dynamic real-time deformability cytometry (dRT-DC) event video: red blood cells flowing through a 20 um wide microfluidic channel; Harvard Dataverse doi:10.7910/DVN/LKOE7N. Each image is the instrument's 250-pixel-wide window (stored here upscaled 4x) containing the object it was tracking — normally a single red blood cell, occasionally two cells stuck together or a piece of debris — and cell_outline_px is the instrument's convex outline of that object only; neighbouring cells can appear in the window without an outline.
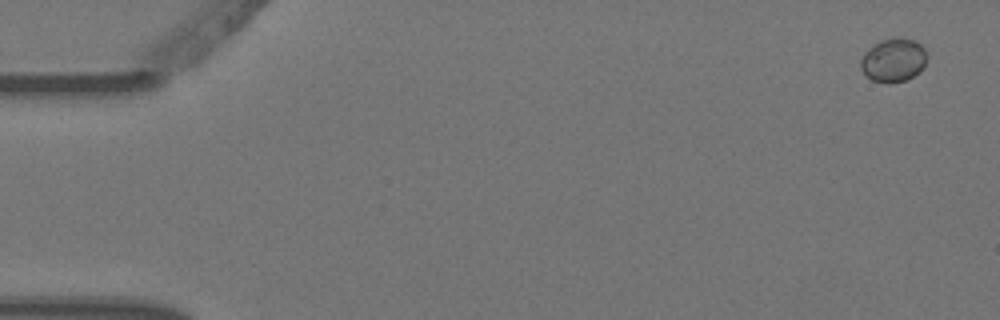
{"species": "Egyptian fruit bat (a non-hibernating species)", "species_latin": "Rousettus aegyptiacus", "temperature_condition": "warm", "stored_images_in_passage": 8, "camera_frame_rate_fps": 3000, "um_per_image_px": 0.085, "animal": {"sex": "female"}, "frame": {"image": 1, "passage_image": 1, "time_ms": 0.0, "image_size_px": [1000, 320], "cell_outline_px": [[928, 56], [924, 68], [920, 72], [908, 80], [888, 84], [872, 80], [860, 68], [860, 60], [864, 52], [868, 48], [880, 40], [900, 36], [916, 40], [924, 48]], "centroid_in_image_um": [75.97, 5.1], "position_along_channel_um": 9.0, "area_um2": 17.34}}
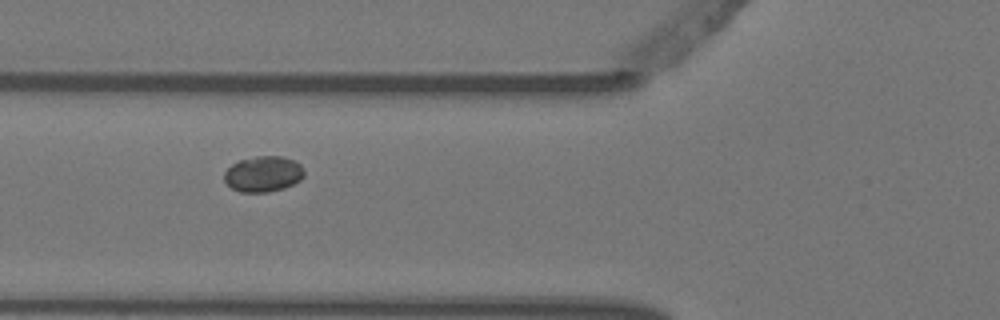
{"frame": {"image": 2, "passage_image": 6, "time_ms": 1.667, "image_size_px": [1000, 320], "cell_outline_px": [[304, 176], [300, 180], [284, 188], [268, 192], [240, 192], [232, 188], [224, 180], [224, 172], [232, 164], [240, 160], [256, 156], [280, 156], [292, 160], [300, 164], [304, 172]], "centroid_in_image_um": [22.36, 14.79], "position_along_channel_um": 103.4, "area_um2": 16.53}}
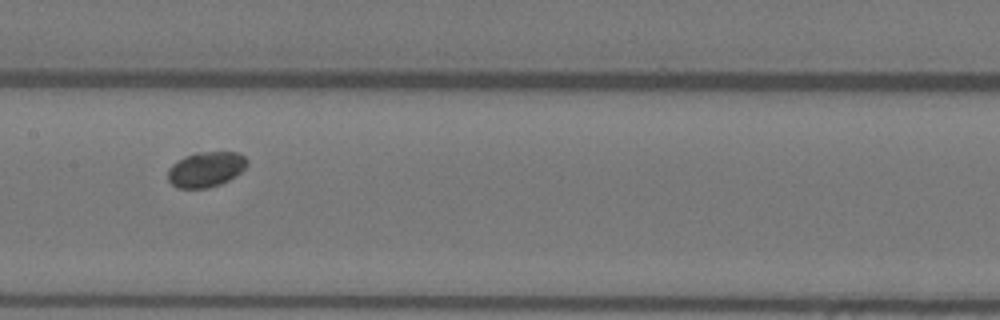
{"frame": {"image": 3, "passage_image": 8, "time_ms": 2.333, "image_size_px": [1000, 320], "cell_outline_px": [[248, 164], [240, 172], [228, 180], [220, 184], [208, 188], [176, 188], [168, 180], [168, 168], [176, 160], [184, 156], [196, 152], [240, 152], [248, 160]], "centroid_in_image_um": [17.48, 14.38], "position_along_channel_um": 189.9, "area_um2": 16.42}}